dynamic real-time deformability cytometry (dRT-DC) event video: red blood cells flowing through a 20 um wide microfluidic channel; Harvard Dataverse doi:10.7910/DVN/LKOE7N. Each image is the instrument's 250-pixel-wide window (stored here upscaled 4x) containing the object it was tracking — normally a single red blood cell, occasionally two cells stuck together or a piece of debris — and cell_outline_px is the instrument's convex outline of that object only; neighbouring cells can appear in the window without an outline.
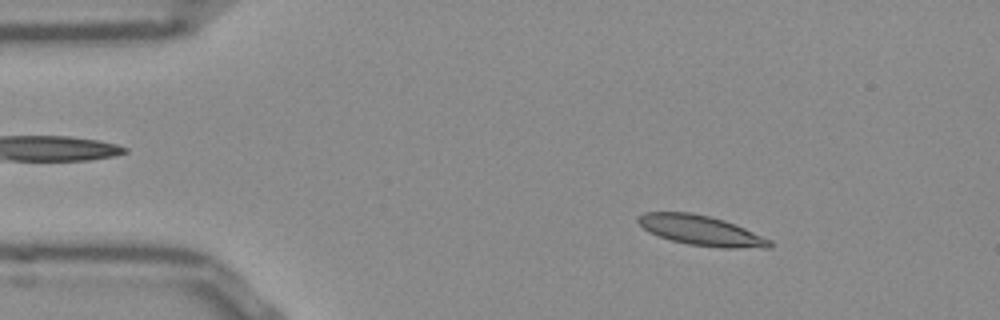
{"species": "Egyptian fruit bat (a non-hibernating species)", "species_latin": "Rousettus aegyptiacus", "temperature_condition": "room temperature", "stored_images_in_passage": 52, "camera_frame_rate_fps": 3000, "um_per_image_px": 0.085, "frame": {"image": 1, "passage_image": 7, "time_ms": 2.0, "image_size_px": [1000, 320], "cell_outline_px": [[772, 248], [724, 248], [688, 244], [672, 240], [648, 232], [636, 220], [644, 212], [692, 212], [724, 220], [744, 228], [772, 240]], "centroid_in_image_um": [59.61, 19.59], "position_along_channel_um": 25.4, "area_um2": 22.83}}
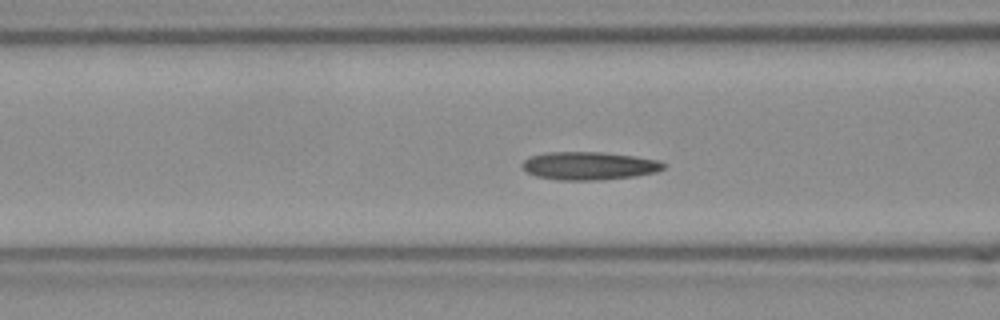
{"frame": {"image": 2, "passage_image": 19, "time_ms": 6.0, "image_size_px": [1000, 320], "cell_outline_px": [[668, 164], [664, 168], [656, 172], [636, 176], [596, 180], [560, 180], [536, 176], [528, 172], [520, 164], [524, 160], [532, 156], [548, 152], [604, 152], [636, 156], [660, 160]], "centroid_in_image_um": [50.13, 14.09], "position_along_channel_um": 116.5, "area_um2": 23.18}}
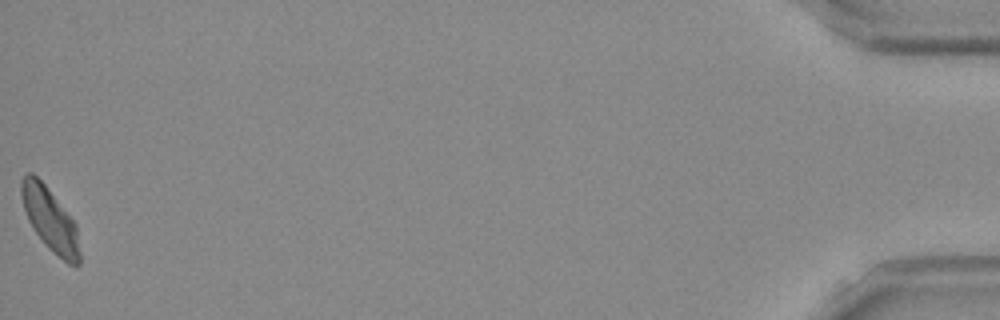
{"frame": {"image": 3, "passage_image": 52, "time_ms": 17.0, "image_size_px": [1000, 320], "cell_outline_px": [[80, 264], [76, 268], [68, 264], [48, 248], [44, 244], [32, 228], [28, 220], [20, 196], [20, 180], [28, 172], [32, 172], [44, 184], [76, 224], [80, 252]], "centroid_in_image_um": [4.25, 18.69], "position_along_channel_um": 431.0, "area_um2": 21.5}, "authors_computed_cell_mechanics": {"area_um2": 22.0507, "velocity_mm_per_s": 3.7985, "shape_relaxation_time_tau1_ms": 5.0273, "shape_relaxation_time_tau2_ms": 3.7032, "deformation_change_tau1": 0.144, "deformation_change_tau2": 0.1049}}